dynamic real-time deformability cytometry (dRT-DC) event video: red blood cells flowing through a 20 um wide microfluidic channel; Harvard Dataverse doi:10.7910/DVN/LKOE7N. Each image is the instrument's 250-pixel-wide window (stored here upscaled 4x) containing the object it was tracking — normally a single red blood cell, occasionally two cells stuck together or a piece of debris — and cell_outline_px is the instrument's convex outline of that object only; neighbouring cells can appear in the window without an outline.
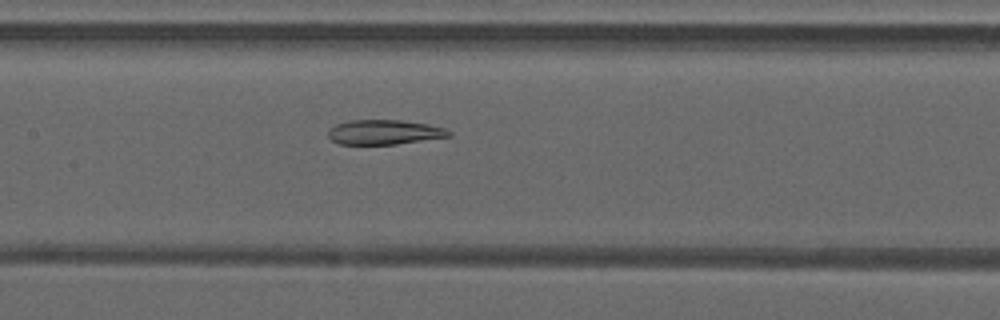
{"species": "common noctule bat (a hibernating species)", "species_latin": "Nyctalus noctula", "temperature_condition": "warm", "stored_images_in_passage": 35, "camera_frame_rate_fps": 3000, "um_per_image_px": 0.085, "animal": {"sex": "male", "forearm_length_mm": 52.5}, "frame": {"image": 1, "passage_image": 10, "time_ms": 3.0, "image_size_px": [1000, 320], "cell_outline_px": [[452, 136], [396, 144], [340, 144], [332, 140], [328, 136], [328, 128], [336, 124], [348, 120], [400, 120], [428, 124], [444, 128], [452, 132]], "centroid_in_image_um": [32.65, 11.23], "position_along_channel_um": 174.7, "area_um2": 17.4}}
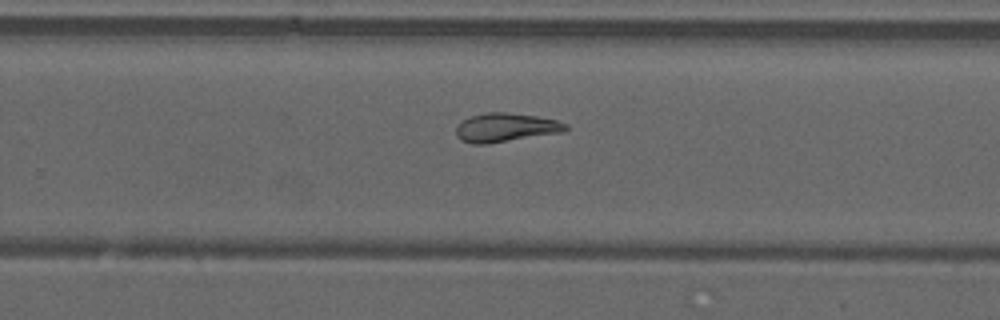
{"frame": {"image": 2, "passage_image": 18, "time_ms": 5.667, "image_size_px": [1000, 320], "cell_outline_px": [[568, 128], [564, 132], [484, 144], [472, 144], [460, 140], [456, 136], [456, 128], [468, 116], [488, 112], [504, 112], [536, 116], [556, 120], [568, 124]], "centroid_in_image_um": [42.98, 10.84], "position_along_channel_um": 286.8, "area_um2": 18.32}}
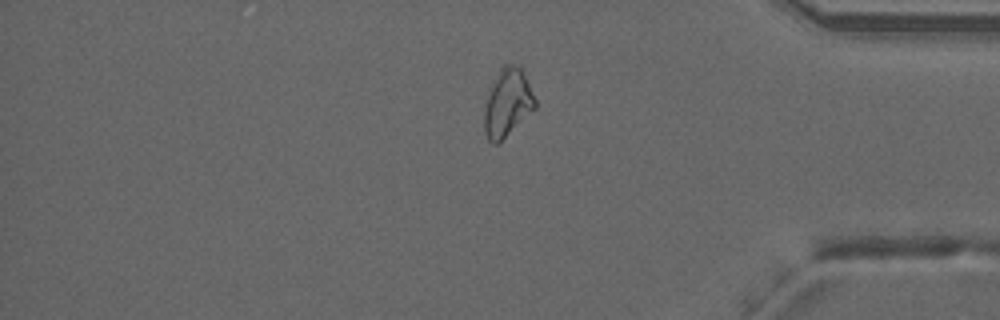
{"frame": {"image": 3, "passage_image": 27, "time_ms": 8.667, "image_size_px": [1000, 320], "cell_outline_px": [[536, 108], [496, 144], [492, 144], [488, 140], [484, 132], [484, 112], [492, 80], [500, 68], [504, 64], [516, 64], [520, 68], [536, 100]], "centroid_in_image_um": [43.11, 8.73], "position_along_channel_um": 392.1, "area_um2": 19.71}, "authors_computed_cell_mechanics": {"area_um2": 19.7098, "velocity_mm_per_s": 4.2332, "shape_relaxation_time_tau1_ms": null, "shape_relaxation_time_tau2_ms": 6.1079, "deformation_change_tau1": null, "deformation_change_tau2": 0.1277}}